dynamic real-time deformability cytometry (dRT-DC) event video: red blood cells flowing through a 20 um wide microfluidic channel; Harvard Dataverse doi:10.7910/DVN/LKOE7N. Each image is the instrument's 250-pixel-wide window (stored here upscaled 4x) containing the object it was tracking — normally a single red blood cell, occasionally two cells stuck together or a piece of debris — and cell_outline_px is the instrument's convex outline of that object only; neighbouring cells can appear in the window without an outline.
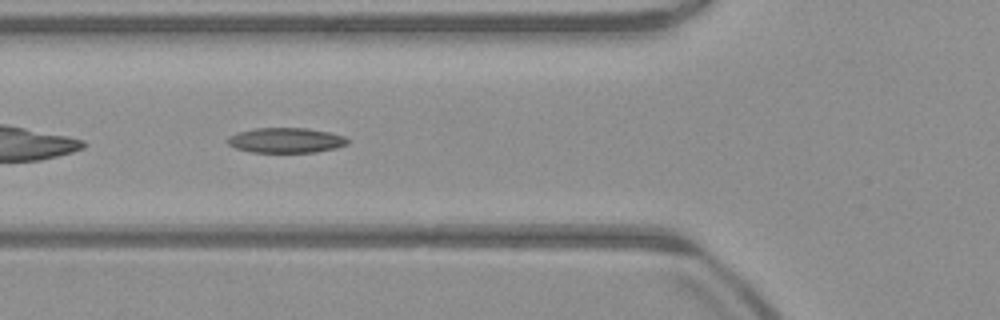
{"species": "common noctule bat (a hibernating species)", "species_latin": "Nyctalus noctula", "temperature_condition": "warm", "stored_images_in_passage": 40, "camera_frame_rate_fps": 3000, "um_per_image_px": 0.085, "animal": {"sex": "male", "body_mass_g": 23.1, "forearm_length_mm": 52.7}, "frame": {"image": 1, "passage_image": 6, "time_ms": 1.667, "image_size_px": [1000, 320], "cell_outline_px": [[348, 144], [336, 148], [316, 152], [252, 152], [236, 148], [228, 144], [224, 140], [228, 136], [236, 132], [252, 128], [308, 128], [328, 132], [344, 136], [348, 140]], "centroid_in_image_um": [24.25, 11.92], "position_along_channel_um": 101.5, "area_um2": 17.69}}
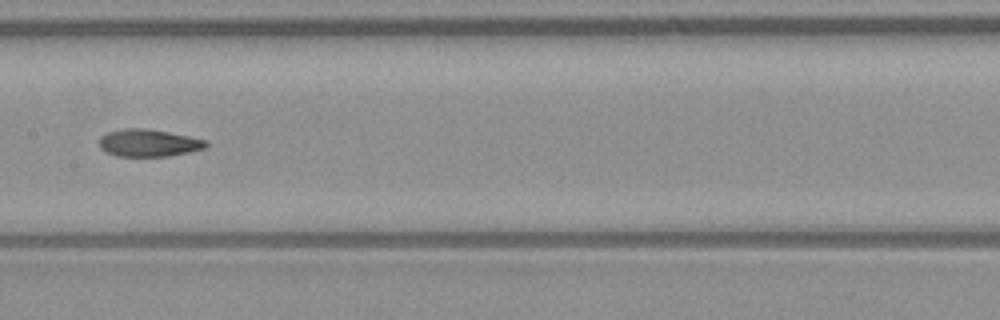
{"frame": {"image": 2, "passage_image": 13, "time_ms": 4.0, "image_size_px": [1000, 320], "cell_outline_px": [[208, 144], [204, 148], [188, 152], [168, 156], [116, 156], [100, 148], [100, 136], [108, 132], [124, 128], [148, 128], [208, 140]], "centroid_in_image_um": [12.63, 12.14], "position_along_channel_um": 194.8, "area_um2": 16.94}}
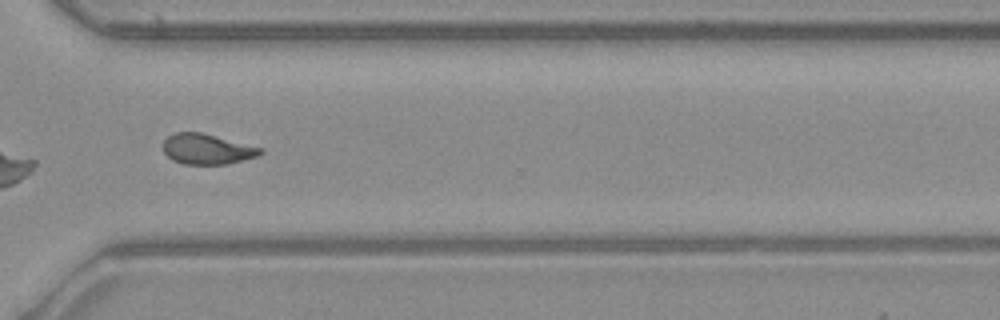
{"frame": {"image": 3, "passage_image": 25, "time_ms": 8.0, "image_size_px": [1000, 320], "cell_outline_px": [[264, 152], [260, 156], [228, 164], [184, 164], [172, 160], [164, 152], [164, 140], [168, 136], [176, 132], [200, 132], [264, 148]], "centroid_in_image_um": [17.64, 12.68], "position_along_channel_um": 353.0, "area_um2": 17.28}, "authors_computed_cell_mechanics": {"area_um2": 17.3978, "velocity_mm_per_s": 3.9668, "shape_relaxation_time_tau1_ms": 7.2187, "shape_relaxation_time_tau2_ms": 2.6957, "deformation_change_tau1": 0.1896, "deformation_change_tau2": 0.0961}}